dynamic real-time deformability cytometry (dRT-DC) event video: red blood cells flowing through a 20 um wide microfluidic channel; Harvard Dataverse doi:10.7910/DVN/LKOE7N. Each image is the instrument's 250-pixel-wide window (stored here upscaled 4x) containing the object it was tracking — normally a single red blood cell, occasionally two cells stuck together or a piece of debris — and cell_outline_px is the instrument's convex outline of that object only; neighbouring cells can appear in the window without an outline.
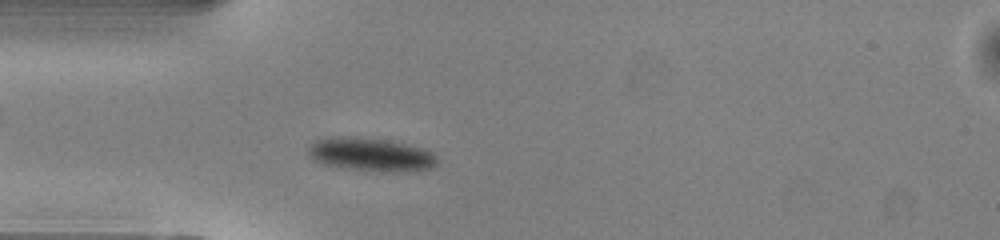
{"species": "common noctule bat (a hibernating species)", "species_latin": "Nyctalus noctula", "temperature_condition": "warm", "stored_images_in_passage": 45, "camera_frame_rate_fps": 3000, "um_per_image_px": 0.085, "animal": {"sex": "male", "body_mass_g": 13.0, "forearm_length_mm": 53.1}, "frame": {"image": 1, "passage_image": 9, "time_ms": 2.667, "image_size_px": [1000, 240], "cell_outline_px": [[436, 164], [432, 168], [420, 172], [380, 172], [344, 168], [324, 164], [308, 156], [308, 144], [316, 140], [332, 136], [356, 136], [388, 140], [408, 144], [424, 148], [432, 152], [436, 156]], "centroid_in_image_um": [31.55, 13.14], "position_along_channel_um": 53.5, "area_um2": 25.78}}
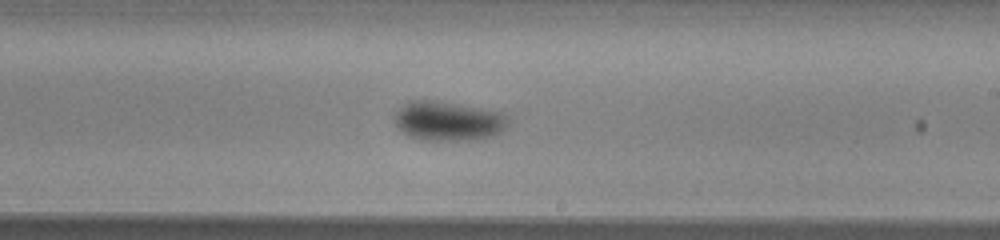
{"frame": {"image": 2, "passage_image": 24, "time_ms": 7.667, "image_size_px": [1000, 240], "cell_outline_px": [[508, 124], [500, 132], [492, 136], [472, 140], [420, 140], [408, 136], [400, 132], [396, 128], [392, 116], [408, 100], [436, 100], [460, 104], [504, 112], [508, 116]], "centroid_in_image_um": [38.05, 10.28], "position_along_channel_um": 250.9, "area_um2": 26.65}}
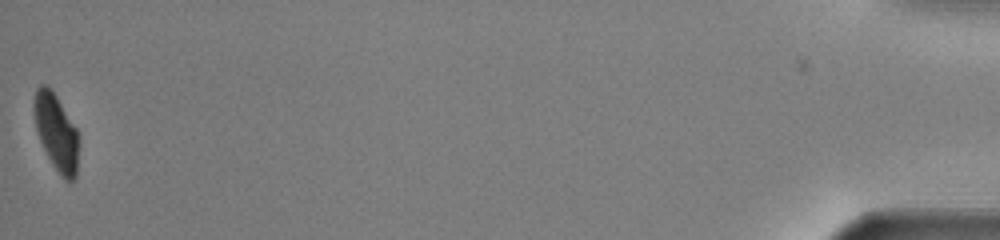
{"frame": {"image": 3, "passage_image": 45, "time_ms": 14.667, "image_size_px": [1000, 240], "cell_outline_px": [[76, 176], [72, 180], [64, 180], [52, 164], [36, 132], [32, 108], [32, 104], [36, 88], [40, 84], [48, 84], [56, 96], [76, 128]], "centroid_in_image_um": [4.7, 11.17], "position_along_channel_um": 430.5, "area_um2": 19.54}, "authors_computed_cell_mechanics": {"area_um2": 23.9292, "velocity_mm_per_s": 4.0803, "shape_relaxation_time_tau1_ms": 1.4416, "shape_relaxation_time_tau2_ms": null, "deformation_change_tau1": 0.0912, "deformation_change_tau2": null}}